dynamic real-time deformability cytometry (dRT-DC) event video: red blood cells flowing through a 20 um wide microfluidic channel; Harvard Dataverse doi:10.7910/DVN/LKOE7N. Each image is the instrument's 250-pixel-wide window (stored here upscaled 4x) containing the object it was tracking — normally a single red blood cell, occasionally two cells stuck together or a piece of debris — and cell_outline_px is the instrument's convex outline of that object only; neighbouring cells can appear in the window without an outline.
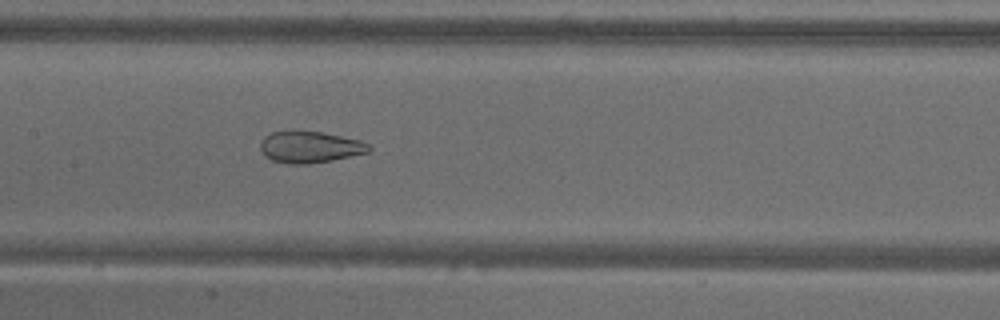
{"species": "common noctule bat (a hibernating species)", "species_latin": "Nyctalus noctula", "temperature_condition": "warm", "stored_images_in_passage": 42, "camera_frame_rate_fps": 3000, "um_per_image_px": 0.085, "animal": {"sex": "male", "body_mass_g": 18.8}, "frame": {"image": 1, "passage_image": 15, "time_ms": 4.667, "image_size_px": [1000, 320], "cell_outline_px": [[372, 148], [368, 152], [332, 160], [308, 164], [288, 164], [272, 160], [264, 156], [260, 148], [260, 144], [264, 136], [272, 132], [320, 132], [360, 140], [368, 144]], "centroid_in_image_um": [26.32, 12.52], "position_along_channel_um": 181.1, "area_um2": 19.65}}
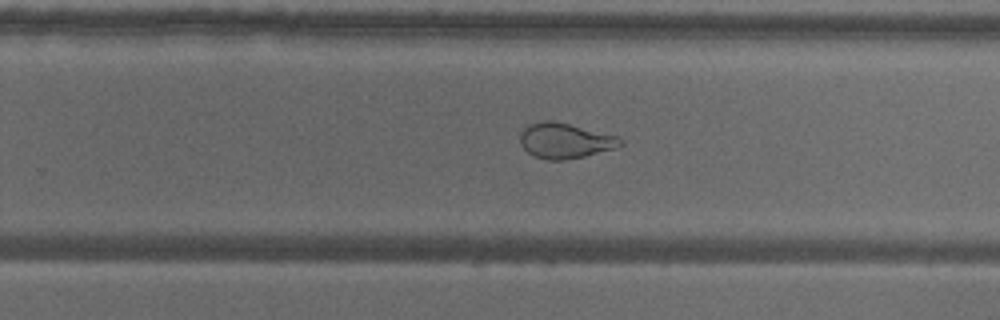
{"frame": {"image": 2, "passage_image": 23, "time_ms": 7.333, "image_size_px": [1000, 320], "cell_outline_px": [[624, 144], [616, 148], [568, 160], [548, 160], [536, 156], [528, 152], [520, 144], [520, 132], [528, 124], [540, 120], [552, 120], [616, 136], [624, 140]], "centroid_in_image_um": [48.01, 11.96], "position_along_channel_um": 281.8, "area_um2": 20.58}}
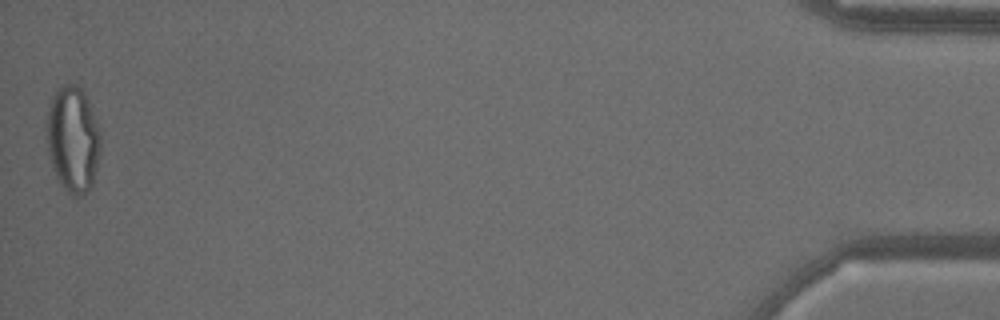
{"frame": {"image": 3, "passage_image": 42, "time_ms": 13.667, "image_size_px": [1000, 320], "cell_outline_px": [[100, 156], [92, 184], [88, 192], [80, 196], [72, 196], [60, 184], [52, 168], [48, 156], [48, 112], [52, 96], [64, 84], [76, 84], [84, 92], [88, 100], [100, 132]], "centroid_in_image_um": [6.21, 11.88], "position_along_channel_um": 429.0, "area_um2": 33.12}, "authors_computed_cell_mechanics": {"area_um2": 25.6921, "velocity_mm_per_s": 3.7973, "shape_relaxation_time_tau1_ms": null, "shape_relaxation_time_tau2_ms": 0.8248, "deformation_change_tau1": null, "deformation_change_tau2": 0.0783}}